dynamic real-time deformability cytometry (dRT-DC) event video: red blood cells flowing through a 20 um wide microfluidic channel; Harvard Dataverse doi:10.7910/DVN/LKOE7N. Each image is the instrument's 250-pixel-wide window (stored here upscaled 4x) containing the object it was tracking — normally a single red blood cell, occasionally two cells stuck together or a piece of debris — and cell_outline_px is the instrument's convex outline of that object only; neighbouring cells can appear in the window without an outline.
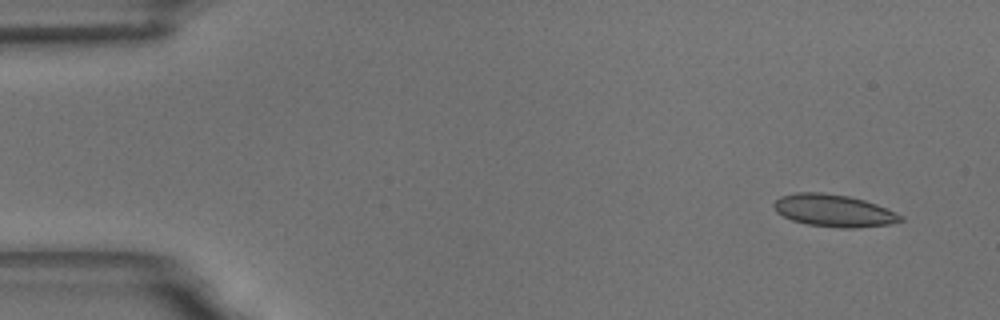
{"species": "common noctule bat (a hibernating species)", "species_latin": "Nyctalus noctula", "temperature_condition": "room temperature", "stored_images_in_passage": 5, "camera_frame_rate_fps": 3000, "um_per_image_px": 0.085, "animal": {"sex": "male", "body_mass_g": 18.8}, "frame": {"image": 1, "passage_image": 1, "time_ms": 0.0, "image_size_px": [1000, 320], "cell_outline_px": [[904, 220], [892, 224], [860, 228], [840, 228], [808, 224], [792, 220], [776, 212], [772, 204], [780, 196], [796, 192], [824, 192], [848, 196], [864, 200], [876, 204], [896, 212], [904, 216]], "centroid_in_image_um": [70.89, 17.9], "position_along_channel_um": 14.1, "area_um2": 24.04}}
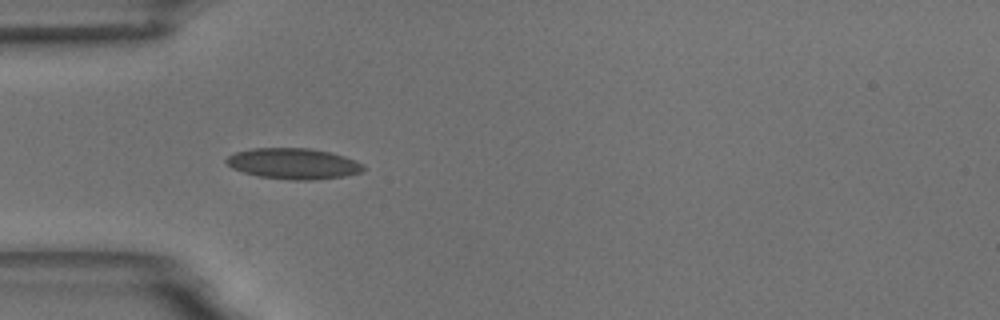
{"frame": {"image": 2, "passage_image": 4, "time_ms": 4.333, "image_size_px": [1000, 320], "cell_outline_px": [[364, 168], [360, 172], [344, 176], [312, 180], [292, 180], [260, 176], [244, 172], [232, 168], [224, 160], [228, 156], [236, 152], [252, 148], [308, 148], [328, 152], [344, 156], [356, 160], [364, 164]], "centroid_in_image_um": [24.94, 13.9], "position_along_channel_um": 60.1, "area_um2": 24.45}}